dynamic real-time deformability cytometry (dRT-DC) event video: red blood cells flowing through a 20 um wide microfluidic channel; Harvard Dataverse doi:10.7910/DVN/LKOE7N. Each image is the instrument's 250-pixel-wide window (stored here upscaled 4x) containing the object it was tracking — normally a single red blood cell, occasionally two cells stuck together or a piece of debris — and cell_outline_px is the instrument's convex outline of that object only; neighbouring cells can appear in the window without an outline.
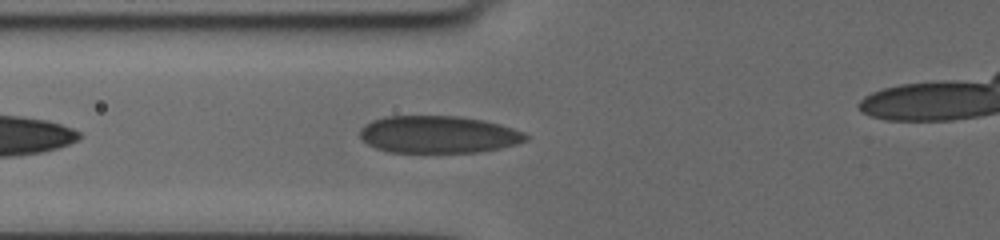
{"species": "human", "species_latin": "Homo sapiens", "temperature_condition": "cold", "stored_images_in_passage": 4, "camera_frame_rate_fps": 3000, "um_per_image_px": 0.085, "donor": {"sex": "female"}, "frame": {"image": 1, "passage_image": 4, "time_ms": 1.0, "image_size_px": [1000, 240], "cell_outline_px": [[528, 140], [516, 144], [500, 148], [480, 152], [436, 156], [412, 156], [384, 152], [372, 148], [360, 140], [360, 128], [364, 124], [372, 120], [388, 116], [460, 116], [484, 120], [500, 124], [524, 132], [528, 136]], "centroid_in_image_um": [37.18, 11.51], "position_along_channel_um": 88.6, "area_um2": 38.21}}